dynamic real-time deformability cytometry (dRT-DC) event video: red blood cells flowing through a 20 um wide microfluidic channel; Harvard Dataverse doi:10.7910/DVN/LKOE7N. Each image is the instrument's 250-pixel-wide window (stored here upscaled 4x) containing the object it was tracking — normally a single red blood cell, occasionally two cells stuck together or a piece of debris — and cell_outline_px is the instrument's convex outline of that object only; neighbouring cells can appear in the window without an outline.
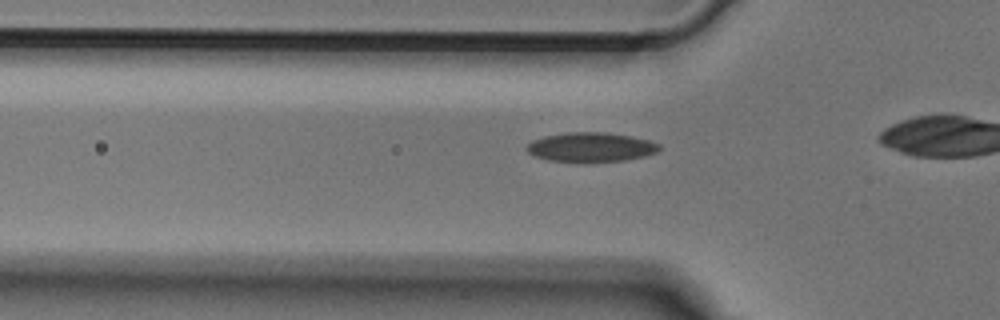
{"species": "Egyptian fruit bat (a non-hibernating species)", "species_latin": "Rousettus aegyptiacus", "temperature_condition": "cold", "stored_images_in_passage": 17, "camera_frame_rate_fps": 3000, "um_per_image_px": 0.085, "animal": {"sex": "male"}, "frame": {"image": 1, "passage_image": 12, "time_ms": 3.667, "image_size_px": [1000, 320], "cell_outline_px": [[660, 148], [656, 152], [644, 156], [624, 160], [584, 164], [548, 160], [536, 156], [528, 152], [524, 148], [532, 140], [544, 136], [568, 132], [604, 132], [632, 136], [648, 140], [660, 144]], "centroid_in_image_um": [50.19, 12.53], "position_along_channel_um": 75.6, "area_um2": 23.18}}
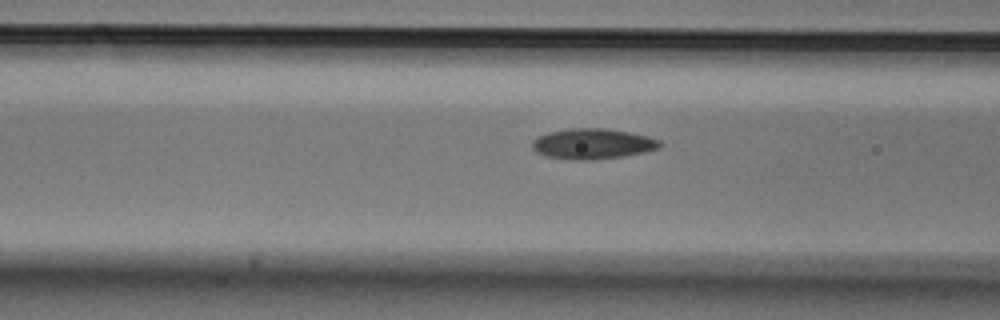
{"frame": {"image": 2, "passage_image": 15, "time_ms": 4.667, "image_size_px": [1000, 320], "cell_outline_px": [[660, 148], [644, 152], [624, 156], [596, 160], [568, 160], [544, 156], [536, 152], [532, 148], [532, 140], [540, 136], [552, 132], [572, 128], [604, 128], [628, 132], [648, 136], [660, 140]], "centroid_in_image_um": [50.37, 12.24], "position_along_channel_um": 116.2, "area_um2": 22.72}}